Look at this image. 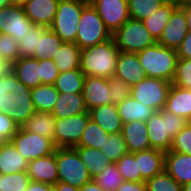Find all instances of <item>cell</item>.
Listing matches in <instances>:
<instances>
[{"label":"cell","mask_w":191,"mask_h":191,"mask_svg":"<svg viewBox=\"0 0 191 191\" xmlns=\"http://www.w3.org/2000/svg\"><path fill=\"white\" fill-rule=\"evenodd\" d=\"M119 49L114 38L81 50L80 69L85 76L109 79L115 75Z\"/></svg>","instance_id":"6da1fadb"},{"label":"cell","mask_w":191,"mask_h":191,"mask_svg":"<svg viewBox=\"0 0 191 191\" xmlns=\"http://www.w3.org/2000/svg\"><path fill=\"white\" fill-rule=\"evenodd\" d=\"M151 148L168 152L172 146V140L188 121L164 108L155 111L145 122Z\"/></svg>","instance_id":"7a4b0ae2"},{"label":"cell","mask_w":191,"mask_h":191,"mask_svg":"<svg viewBox=\"0 0 191 191\" xmlns=\"http://www.w3.org/2000/svg\"><path fill=\"white\" fill-rule=\"evenodd\" d=\"M140 64L144 67L146 77L172 82L177 66L178 55L173 48L159 43L137 53Z\"/></svg>","instance_id":"3957f363"},{"label":"cell","mask_w":191,"mask_h":191,"mask_svg":"<svg viewBox=\"0 0 191 191\" xmlns=\"http://www.w3.org/2000/svg\"><path fill=\"white\" fill-rule=\"evenodd\" d=\"M89 0H60L54 21L49 27L63 42L75 43L82 10Z\"/></svg>","instance_id":"277c9868"},{"label":"cell","mask_w":191,"mask_h":191,"mask_svg":"<svg viewBox=\"0 0 191 191\" xmlns=\"http://www.w3.org/2000/svg\"><path fill=\"white\" fill-rule=\"evenodd\" d=\"M58 181L81 188L92 180L77 151L73 147L56 148Z\"/></svg>","instance_id":"5b68a950"},{"label":"cell","mask_w":191,"mask_h":191,"mask_svg":"<svg viewBox=\"0 0 191 191\" xmlns=\"http://www.w3.org/2000/svg\"><path fill=\"white\" fill-rule=\"evenodd\" d=\"M110 38H112V34L106 28L97 11L89 3L82 10L75 43L83 50Z\"/></svg>","instance_id":"8992f818"},{"label":"cell","mask_w":191,"mask_h":191,"mask_svg":"<svg viewBox=\"0 0 191 191\" xmlns=\"http://www.w3.org/2000/svg\"><path fill=\"white\" fill-rule=\"evenodd\" d=\"M112 37L119 51L126 53H138L156 43L143 22L131 18Z\"/></svg>","instance_id":"52a82bcc"},{"label":"cell","mask_w":191,"mask_h":191,"mask_svg":"<svg viewBox=\"0 0 191 191\" xmlns=\"http://www.w3.org/2000/svg\"><path fill=\"white\" fill-rule=\"evenodd\" d=\"M171 85L167 80L145 77L131 88L130 94L145 106L160 111L165 107Z\"/></svg>","instance_id":"ba28073f"},{"label":"cell","mask_w":191,"mask_h":191,"mask_svg":"<svg viewBox=\"0 0 191 191\" xmlns=\"http://www.w3.org/2000/svg\"><path fill=\"white\" fill-rule=\"evenodd\" d=\"M11 142L28 162L51 155L57 148L52 139L26 131L22 126L13 135Z\"/></svg>","instance_id":"9c48e42d"},{"label":"cell","mask_w":191,"mask_h":191,"mask_svg":"<svg viewBox=\"0 0 191 191\" xmlns=\"http://www.w3.org/2000/svg\"><path fill=\"white\" fill-rule=\"evenodd\" d=\"M89 111L71 117L56 119L54 144L57 148L75 147L87 127Z\"/></svg>","instance_id":"30bf717a"},{"label":"cell","mask_w":191,"mask_h":191,"mask_svg":"<svg viewBox=\"0 0 191 191\" xmlns=\"http://www.w3.org/2000/svg\"><path fill=\"white\" fill-rule=\"evenodd\" d=\"M106 28L115 33L130 18L128 0H89Z\"/></svg>","instance_id":"8fae6325"},{"label":"cell","mask_w":191,"mask_h":191,"mask_svg":"<svg viewBox=\"0 0 191 191\" xmlns=\"http://www.w3.org/2000/svg\"><path fill=\"white\" fill-rule=\"evenodd\" d=\"M33 25L22 6L8 4L0 8V33L10 35L19 42Z\"/></svg>","instance_id":"7c38bea8"},{"label":"cell","mask_w":191,"mask_h":191,"mask_svg":"<svg viewBox=\"0 0 191 191\" xmlns=\"http://www.w3.org/2000/svg\"><path fill=\"white\" fill-rule=\"evenodd\" d=\"M188 32L184 10L178 6L173 11L157 43L176 50L182 44Z\"/></svg>","instance_id":"4fadbf2b"},{"label":"cell","mask_w":191,"mask_h":191,"mask_svg":"<svg viewBox=\"0 0 191 191\" xmlns=\"http://www.w3.org/2000/svg\"><path fill=\"white\" fill-rule=\"evenodd\" d=\"M82 94L88 111L95 107L112 104L108 79L106 78L85 76Z\"/></svg>","instance_id":"5bb4252c"},{"label":"cell","mask_w":191,"mask_h":191,"mask_svg":"<svg viewBox=\"0 0 191 191\" xmlns=\"http://www.w3.org/2000/svg\"><path fill=\"white\" fill-rule=\"evenodd\" d=\"M15 100L7 111L10 118L21 127L29 117L36 112L32 101V89L18 80V90L15 91Z\"/></svg>","instance_id":"9a60e30c"},{"label":"cell","mask_w":191,"mask_h":191,"mask_svg":"<svg viewBox=\"0 0 191 191\" xmlns=\"http://www.w3.org/2000/svg\"><path fill=\"white\" fill-rule=\"evenodd\" d=\"M114 76L125 80L131 88L136 83L142 81L146 75L144 73V67L140 64L137 53L119 51Z\"/></svg>","instance_id":"2e32d148"},{"label":"cell","mask_w":191,"mask_h":191,"mask_svg":"<svg viewBox=\"0 0 191 191\" xmlns=\"http://www.w3.org/2000/svg\"><path fill=\"white\" fill-rule=\"evenodd\" d=\"M27 174L31 181L54 185L58 182V170L55 153L28 162Z\"/></svg>","instance_id":"e0dca14e"},{"label":"cell","mask_w":191,"mask_h":191,"mask_svg":"<svg viewBox=\"0 0 191 191\" xmlns=\"http://www.w3.org/2000/svg\"><path fill=\"white\" fill-rule=\"evenodd\" d=\"M60 0H29L24 6L27 17L34 25L50 27Z\"/></svg>","instance_id":"ac0fdd59"},{"label":"cell","mask_w":191,"mask_h":191,"mask_svg":"<svg viewBox=\"0 0 191 191\" xmlns=\"http://www.w3.org/2000/svg\"><path fill=\"white\" fill-rule=\"evenodd\" d=\"M164 169L180 185L191 182V155L165 152Z\"/></svg>","instance_id":"d6986e66"},{"label":"cell","mask_w":191,"mask_h":191,"mask_svg":"<svg viewBox=\"0 0 191 191\" xmlns=\"http://www.w3.org/2000/svg\"><path fill=\"white\" fill-rule=\"evenodd\" d=\"M147 126L142 121H132L123 124L122 135L129 153L151 149Z\"/></svg>","instance_id":"ffe728a7"},{"label":"cell","mask_w":191,"mask_h":191,"mask_svg":"<svg viewBox=\"0 0 191 191\" xmlns=\"http://www.w3.org/2000/svg\"><path fill=\"white\" fill-rule=\"evenodd\" d=\"M11 71L28 88L41 85L39 60L32 57H20L11 66Z\"/></svg>","instance_id":"44dd1931"},{"label":"cell","mask_w":191,"mask_h":191,"mask_svg":"<svg viewBox=\"0 0 191 191\" xmlns=\"http://www.w3.org/2000/svg\"><path fill=\"white\" fill-rule=\"evenodd\" d=\"M88 112L82 92L59 93V98L51 112L56 119L71 117Z\"/></svg>","instance_id":"7402d4cb"},{"label":"cell","mask_w":191,"mask_h":191,"mask_svg":"<svg viewBox=\"0 0 191 191\" xmlns=\"http://www.w3.org/2000/svg\"><path fill=\"white\" fill-rule=\"evenodd\" d=\"M90 119L109 134L121 133L123 123L116 104L102 105L89 110Z\"/></svg>","instance_id":"603a6c76"},{"label":"cell","mask_w":191,"mask_h":191,"mask_svg":"<svg viewBox=\"0 0 191 191\" xmlns=\"http://www.w3.org/2000/svg\"><path fill=\"white\" fill-rule=\"evenodd\" d=\"M165 152L158 149L138 151V172L147 181L164 170Z\"/></svg>","instance_id":"cb8c5ba5"},{"label":"cell","mask_w":191,"mask_h":191,"mask_svg":"<svg viewBox=\"0 0 191 191\" xmlns=\"http://www.w3.org/2000/svg\"><path fill=\"white\" fill-rule=\"evenodd\" d=\"M164 109L191 121V89H184L174 84L168 92Z\"/></svg>","instance_id":"d4e9b609"},{"label":"cell","mask_w":191,"mask_h":191,"mask_svg":"<svg viewBox=\"0 0 191 191\" xmlns=\"http://www.w3.org/2000/svg\"><path fill=\"white\" fill-rule=\"evenodd\" d=\"M179 5L175 0H167L148 18L142 20L145 28L150 32L151 36L157 42L162 35L163 29L170 20L173 11Z\"/></svg>","instance_id":"484cf974"},{"label":"cell","mask_w":191,"mask_h":191,"mask_svg":"<svg viewBox=\"0 0 191 191\" xmlns=\"http://www.w3.org/2000/svg\"><path fill=\"white\" fill-rule=\"evenodd\" d=\"M28 161L19 153L16 147L9 142H1L0 174H12L26 171Z\"/></svg>","instance_id":"4316f807"},{"label":"cell","mask_w":191,"mask_h":191,"mask_svg":"<svg viewBox=\"0 0 191 191\" xmlns=\"http://www.w3.org/2000/svg\"><path fill=\"white\" fill-rule=\"evenodd\" d=\"M116 106L123 124L132 121L146 122L155 112L152 107L145 106L143 103L135 100L131 95L116 104Z\"/></svg>","instance_id":"83f0119b"},{"label":"cell","mask_w":191,"mask_h":191,"mask_svg":"<svg viewBox=\"0 0 191 191\" xmlns=\"http://www.w3.org/2000/svg\"><path fill=\"white\" fill-rule=\"evenodd\" d=\"M56 118L51 112L36 111L22 125V127L31 133H35L54 141Z\"/></svg>","instance_id":"f1b7e54d"},{"label":"cell","mask_w":191,"mask_h":191,"mask_svg":"<svg viewBox=\"0 0 191 191\" xmlns=\"http://www.w3.org/2000/svg\"><path fill=\"white\" fill-rule=\"evenodd\" d=\"M81 49L76 43L63 42L52 60L59 73L80 68Z\"/></svg>","instance_id":"f546056e"},{"label":"cell","mask_w":191,"mask_h":191,"mask_svg":"<svg viewBox=\"0 0 191 191\" xmlns=\"http://www.w3.org/2000/svg\"><path fill=\"white\" fill-rule=\"evenodd\" d=\"M73 148L77 151L80 159L87 167L92 179L111 163L100 149L82 146H75Z\"/></svg>","instance_id":"4dcf8cb0"},{"label":"cell","mask_w":191,"mask_h":191,"mask_svg":"<svg viewBox=\"0 0 191 191\" xmlns=\"http://www.w3.org/2000/svg\"><path fill=\"white\" fill-rule=\"evenodd\" d=\"M62 43L63 41L54 31L45 27L38 34V50H35L32 58L38 60L52 59Z\"/></svg>","instance_id":"1f68e13d"},{"label":"cell","mask_w":191,"mask_h":191,"mask_svg":"<svg viewBox=\"0 0 191 191\" xmlns=\"http://www.w3.org/2000/svg\"><path fill=\"white\" fill-rule=\"evenodd\" d=\"M31 97L36 111L52 112L59 92L54 85L42 84L32 89Z\"/></svg>","instance_id":"d6a6232c"},{"label":"cell","mask_w":191,"mask_h":191,"mask_svg":"<svg viewBox=\"0 0 191 191\" xmlns=\"http://www.w3.org/2000/svg\"><path fill=\"white\" fill-rule=\"evenodd\" d=\"M85 75L80 68L59 73L54 83L59 93H79L82 92Z\"/></svg>","instance_id":"836d02e7"},{"label":"cell","mask_w":191,"mask_h":191,"mask_svg":"<svg viewBox=\"0 0 191 191\" xmlns=\"http://www.w3.org/2000/svg\"><path fill=\"white\" fill-rule=\"evenodd\" d=\"M18 90V78L9 68L0 77V112L7 113L15 100V91Z\"/></svg>","instance_id":"e575fe53"},{"label":"cell","mask_w":191,"mask_h":191,"mask_svg":"<svg viewBox=\"0 0 191 191\" xmlns=\"http://www.w3.org/2000/svg\"><path fill=\"white\" fill-rule=\"evenodd\" d=\"M109 133L104 131L92 119L88 120L87 127L84 129L79 143L76 146L100 149L105 143V138Z\"/></svg>","instance_id":"d590c367"},{"label":"cell","mask_w":191,"mask_h":191,"mask_svg":"<svg viewBox=\"0 0 191 191\" xmlns=\"http://www.w3.org/2000/svg\"><path fill=\"white\" fill-rule=\"evenodd\" d=\"M100 150L112 163L117 162L123 155L129 153L122 133H112L105 138V143Z\"/></svg>","instance_id":"8d00e7d4"},{"label":"cell","mask_w":191,"mask_h":191,"mask_svg":"<svg viewBox=\"0 0 191 191\" xmlns=\"http://www.w3.org/2000/svg\"><path fill=\"white\" fill-rule=\"evenodd\" d=\"M115 164L123 180L141 182V174L138 172V152L123 155Z\"/></svg>","instance_id":"74e56055"},{"label":"cell","mask_w":191,"mask_h":191,"mask_svg":"<svg viewBox=\"0 0 191 191\" xmlns=\"http://www.w3.org/2000/svg\"><path fill=\"white\" fill-rule=\"evenodd\" d=\"M166 1L167 0H128L130 18L142 21L148 18Z\"/></svg>","instance_id":"f35d334b"},{"label":"cell","mask_w":191,"mask_h":191,"mask_svg":"<svg viewBox=\"0 0 191 191\" xmlns=\"http://www.w3.org/2000/svg\"><path fill=\"white\" fill-rule=\"evenodd\" d=\"M93 180L97 182L104 191H116L124 181L116 164L112 162L105 167L100 174L96 175Z\"/></svg>","instance_id":"ab89813d"},{"label":"cell","mask_w":191,"mask_h":191,"mask_svg":"<svg viewBox=\"0 0 191 191\" xmlns=\"http://www.w3.org/2000/svg\"><path fill=\"white\" fill-rule=\"evenodd\" d=\"M30 181L27 171L0 174V191H26Z\"/></svg>","instance_id":"60d3db41"},{"label":"cell","mask_w":191,"mask_h":191,"mask_svg":"<svg viewBox=\"0 0 191 191\" xmlns=\"http://www.w3.org/2000/svg\"><path fill=\"white\" fill-rule=\"evenodd\" d=\"M19 58L18 41L10 35L0 33V60L10 67Z\"/></svg>","instance_id":"b9f144b4"},{"label":"cell","mask_w":191,"mask_h":191,"mask_svg":"<svg viewBox=\"0 0 191 191\" xmlns=\"http://www.w3.org/2000/svg\"><path fill=\"white\" fill-rule=\"evenodd\" d=\"M147 191H182V185L174 180L165 169L146 181Z\"/></svg>","instance_id":"7bdbcfd3"},{"label":"cell","mask_w":191,"mask_h":191,"mask_svg":"<svg viewBox=\"0 0 191 191\" xmlns=\"http://www.w3.org/2000/svg\"><path fill=\"white\" fill-rule=\"evenodd\" d=\"M44 26L33 25L26 31V34L18 42L20 57H33L35 50H38V34L44 29Z\"/></svg>","instance_id":"ee69618b"},{"label":"cell","mask_w":191,"mask_h":191,"mask_svg":"<svg viewBox=\"0 0 191 191\" xmlns=\"http://www.w3.org/2000/svg\"><path fill=\"white\" fill-rule=\"evenodd\" d=\"M172 84L184 89H191V59L178 58Z\"/></svg>","instance_id":"f6af8a7d"},{"label":"cell","mask_w":191,"mask_h":191,"mask_svg":"<svg viewBox=\"0 0 191 191\" xmlns=\"http://www.w3.org/2000/svg\"><path fill=\"white\" fill-rule=\"evenodd\" d=\"M170 151L191 155V121L173 138Z\"/></svg>","instance_id":"bcb514c9"},{"label":"cell","mask_w":191,"mask_h":191,"mask_svg":"<svg viewBox=\"0 0 191 191\" xmlns=\"http://www.w3.org/2000/svg\"><path fill=\"white\" fill-rule=\"evenodd\" d=\"M108 86L110 88L112 104H118L131 95V87L129 84L116 76H112L108 79Z\"/></svg>","instance_id":"7dc6e473"},{"label":"cell","mask_w":191,"mask_h":191,"mask_svg":"<svg viewBox=\"0 0 191 191\" xmlns=\"http://www.w3.org/2000/svg\"><path fill=\"white\" fill-rule=\"evenodd\" d=\"M41 85H54L59 76V70L52 59L39 60Z\"/></svg>","instance_id":"c3c4849f"},{"label":"cell","mask_w":191,"mask_h":191,"mask_svg":"<svg viewBox=\"0 0 191 191\" xmlns=\"http://www.w3.org/2000/svg\"><path fill=\"white\" fill-rule=\"evenodd\" d=\"M18 129V124H16L7 113L0 112V142L11 141Z\"/></svg>","instance_id":"681fc988"},{"label":"cell","mask_w":191,"mask_h":191,"mask_svg":"<svg viewBox=\"0 0 191 191\" xmlns=\"http://www.w3.org/2000/svg\"><path fill=\"white\" fill-rule=\"evenodd\" d=\"M178 58L191 59V31L187 33L182 44L176 49Z\"/></svg>","instance_id":"f907efd6"},{"label":"cell","mask_w":191,"mask_h":191,"mask_svg":"<svg viewBox=\"0 0 191 191\" xmlns=\"http://www.w3.org/2000/svg\"><path fill=\"white\" fill-rule=\"evenodd\" d=\"M116 191H147L146 181L132 182L124 180Z\"/></svg>","instance_id":"816d5d0a"},{"label":"cell","mask_w":191,"mask_h":191,"mask_svg":"<svg viewBox=\"0 0 191 191\" xmlns=\"http://www.w3.org/2000/svg\"><path fill=\"white\" fill-rule=\"evenodd\" d=\"M26 191H53V185L43 182L30 181Z\"/></svg>","instance_id":"f5cc1de1"},{"label":"cell","mask_w":191,"mask_h":191,"mask_svg":"<svg viewBox=\"0 0 191 191\" xmlns=\"http://www.w3.org/2000/svg\"><path fill=\"white\" fill-rule=\"evenodd\" d=\"M53 191H80V188L58 181L53 185Z\"/></svg>","instance_id":"db71d44e"},{"label":"cell","mask_w":191,"mask_h":191,"mask_svg":"<svg viewBox=\"0 0 191 191\" xmlns=\"http://www.w3.org/2000/svg\"><path fill=\"white\" fill-rule=\"evenodd\" d=\"M80 191H104L93 179L80 188Z\"/></svg>","instance_id":"11a10c76"},{"label":"cell","mask_w":191,"mask_h":191,"mask_svg":"<svg viewBox=\"0 0 191 191\" xmlns=\"http://www.w3.org/2000/svg\"><path fill=\"white\" fill-rule=\"evenodd\" d=\"M185 13L188 31H191V4L179 5Z\"/></svg>","instance_id":"9f6ffc18"},{"label":"cell","mask_w":191,"mask_h":191,"mask_svg":"<svg viewBox=\"0 0 191 191\" xmlns=\"http://www.w3.org/2000/svg\"><path fill=\"white\" fill-rule=\"evenodd\" d=\"M10 67L4 63L3 61L0 60V77L6 73V71L9 69Z\"/></svg>","instance_id":"6f0895ef"},{"label":"cell","mask_w":191,"mask_h":191,"mask_svg":"<svg viewBox=\"0 0 191 191\" xmlns=\"http://www.w3.org/2000/svg\"><path fill=\"white\" fill-rule=\"evenodd\" d=\"M28 1L29 0H11V4L23 7Z\"/></svg>","instance_id":"680465c9"},{"label":"cell","mask_w":191,"mask_h":191,"mask_svg":"<svg viewBox=\"0 0 191 191\" xmlns=\"http://www.w3.org/2000/svg\"><path fill=\"white\" fill-rule=\"evenodd\" d=\"M178 5H188L191 4V0H175Z\"/></svg>","instance_id":"91938a15"},{"label":"cell","mask_w":191,"mask_h":191,"mask_svg":"<svg viewBox=\"0 0 191 191\" xmlns=\"http://www.w3.org/2000/svg\"><path fill=\"white\" fill-rule=\"evenodd\" d=\"M182 191H191V182L182 185Z\"/></svg>","instance_id":"94428289"},{"label":"cell","mask_w":191,"mask_h":191,"mask_svg":"<svg viewBox=\"0 0 191 191\" xmlns=\"http://www.w3.org/2000/svg\"><path fill=\"white\" fill-rule=\"evenodd\" d=\"M8 4H11V0H0V8L6 6Z\"/></svg>","instance_id":"6125c7cd"}]
</instances>
